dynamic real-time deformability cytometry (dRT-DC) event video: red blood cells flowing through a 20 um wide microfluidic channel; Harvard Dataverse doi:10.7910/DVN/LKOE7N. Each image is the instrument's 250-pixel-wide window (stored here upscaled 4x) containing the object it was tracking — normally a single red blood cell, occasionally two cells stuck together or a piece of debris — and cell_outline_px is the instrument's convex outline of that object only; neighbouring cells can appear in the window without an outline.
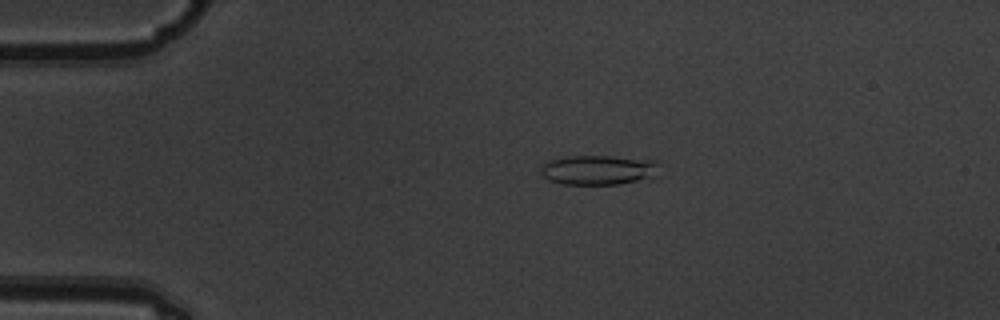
{"species": "common noctule bat (a hibernating species)", "species_latin": "Nyctalus noctula", "temperature_condition": "warm", "stored_images_in_passage": 5, "camera_frame_rate_fps": 3000, "um_per_image_px": 0.085, "animal": {"sex": "male", "body_mass_g": 19.5, "forearm_length_mm": 54.6}, "frame": {"image": 1, "passage_image": 3, "time_ms": 0.667, "image_size_px": [1000, 320], "cell_outline_px": [[660, 164], [656, 176], [620, 184], [560, 184], [548, 180], [540, 172], [540, 164], [548, 160], [564, 156], [612, 156], [656, 160]], "centroid_in_image_um": [50.83, 14.43], "position_along_channel_um": 34.2, "area_um2": 20.81}}
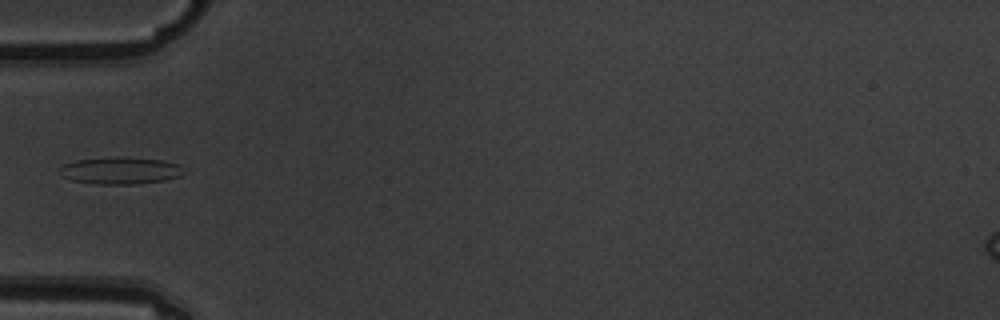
{"frame": {"image": 2, "passage_image": 5, "time_ms": 1.333, "image_size_px": [1000, 320], "cell_outline_px": [[188, 172], [180, 176], [164, 180], [136, 184], [92, 184], [72, 180], [60, 176], [60, 168], [64, 164], [76, 160], [124, 156], [160, 160], [180, 164]], "centroid_in_image_um": [10.26, 14.5], "position_along_channel_um": 74.7, "area_um2": 19.83}}